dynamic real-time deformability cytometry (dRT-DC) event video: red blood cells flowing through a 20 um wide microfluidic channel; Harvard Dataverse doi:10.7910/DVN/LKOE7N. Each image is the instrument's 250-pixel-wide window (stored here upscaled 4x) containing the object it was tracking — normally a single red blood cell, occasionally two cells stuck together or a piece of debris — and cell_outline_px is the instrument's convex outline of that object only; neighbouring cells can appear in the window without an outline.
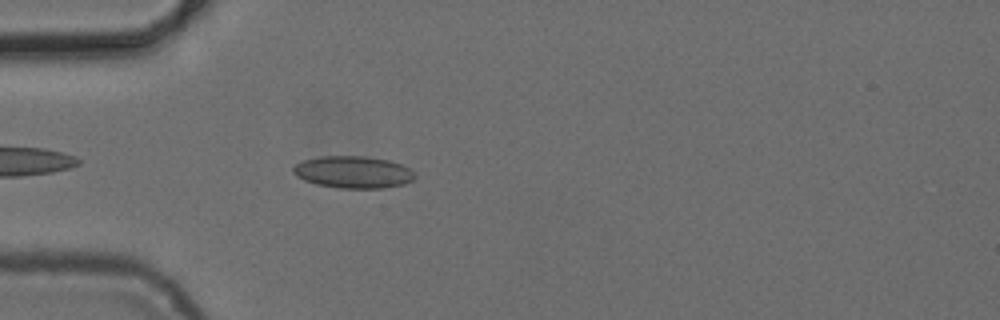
{"species": "common noctule bat (a hibernating species)", "species_latin": "Nyctalus noctula", "temperature_condition": "cold", "stored_images_in_passage": 4, "camera_frame_rate_fps": 3000, "um_per_image_px": 0.085, "animal": {"sex": "female", "body_mass_g": 24.6, "forearm_length_mm": 56.2}, "frame": {"image": 1, "passage_image": 4, "time_ms": 3.667, "image_size_px": [1000, 320], "cell_outline_px": [[416, 176], [412, 180], [404, 184], [384, 188], [340, 188], [316, 184], [304, 180], [296, 176], [292, 172], [292, 168], [296, 164], [304, 160], [320, 156], [364, 156], [388, 160], [412, 168]], "centroid_in_image_um": [30.03, 14.63], "position_along_channel_um": 55.0, "area_um2": 22.83}}